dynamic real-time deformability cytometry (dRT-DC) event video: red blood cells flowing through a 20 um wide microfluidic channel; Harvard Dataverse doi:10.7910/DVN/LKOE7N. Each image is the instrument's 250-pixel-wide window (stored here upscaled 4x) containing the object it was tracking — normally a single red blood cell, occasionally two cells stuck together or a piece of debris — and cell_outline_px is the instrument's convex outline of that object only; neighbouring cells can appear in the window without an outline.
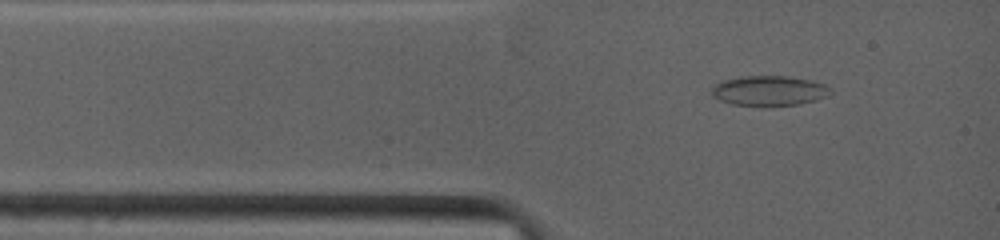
{"species": "common noctule bat (a hibernating species)", "species_latin": "Nyctalus noctula", "temperature_condition": "warm", "stored_images_in_passage": 33, "camera_frame_rate_fps": 4500, "um_per_image_px": 0.085, "animal": {"sex": "female", "body_mass_g": 19.0, "forearm_length_mm": 53.3}, "frame": {"image": 1, "passage_image": 2, "time_ms": 0.444, "image_size_px": [1000, 240], "cell_outline_px": [[832, 92], [824, 96], [812, 100], [796, 104], [732, 104], [720, 100], [712, 96], [712, 88], [720, 80], [740, 76], [788, 76], [808, 80], [824, 84], [832, 88]], "centroid_in_image_um": [65.33, 7.67], "position_along_channel_um": 19.7, "area_um2": 20.11}}
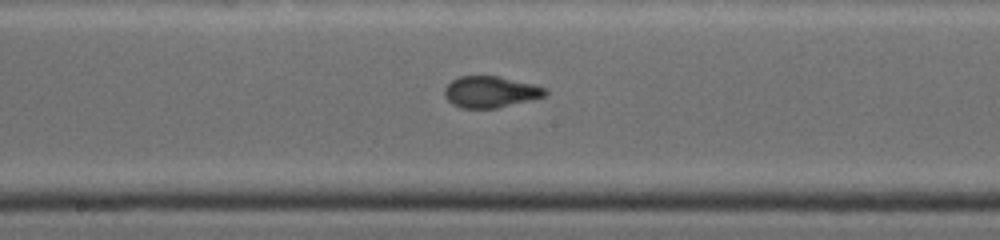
{"frame": {"image": 2, "passage_image": 11, "time_ms": 5.556, "image_size_px": [1000, 240], "cell_outline_px": [[548, 92], [544, 96], [532, 100], [496, 108], [464, 108], [452, 104], [444, 96], [444, 88], [452, 80], [460, 76], [496, 76], [532, 84], [548, 88]], "centroid_in_image_um": [41.69, 7.81], "position_along_channel_um": 206.5, "area_um2": 18.32}}
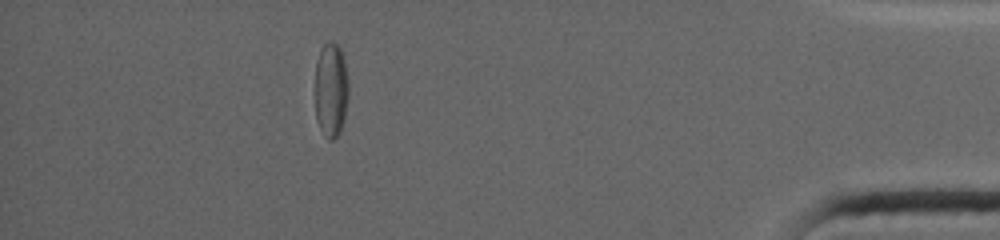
{"frame": {"image": 3, "passage_image": 25, "time_ms": 12.222, "image_size_px": [1000, 240], "cell_outline_px": [[348, 100], [344, 120], [340, 132], [332, 140], [328, 140], [324, 136], [316, 120], [316, 60], [320, 48], [328, 40], [332, 40], [340, 48], [344, 60], [348, 80]], "centroid_in_image_um": [28.14, 7.63], "position_along_channel_um": 407.1, "area_um2": 18.73}, "authors_computed_cell_mechanics": {"area_um2": 18.7272, "velocity_mm_per_s": 3.9775, "shape_relaxation_time_tau1_ms": 8.905, "shape_relaxation_time_tau2_ms": 1.4155, "deformation_change_tau1": 0.1894, "deformation_change_tau2": 0.0584}}